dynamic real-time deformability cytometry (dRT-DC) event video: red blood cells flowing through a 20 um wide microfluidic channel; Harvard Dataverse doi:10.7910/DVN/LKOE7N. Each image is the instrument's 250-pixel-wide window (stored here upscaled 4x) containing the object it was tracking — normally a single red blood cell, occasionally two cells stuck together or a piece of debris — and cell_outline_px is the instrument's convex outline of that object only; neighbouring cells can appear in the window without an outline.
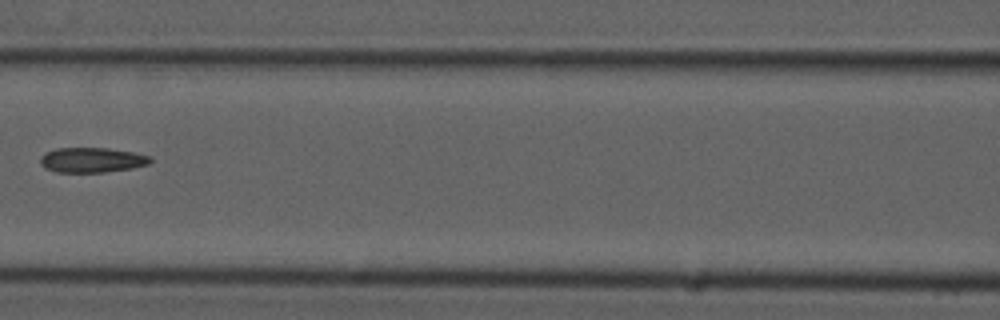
{"species": "common noctule bat (a hibernating species)", "species_latin": "Nyctalus noctula", "temperature_condition": "cold", "stored_images_in_passage": 8, "camera_frame_rate_fps": 3000, "um_per_image_px": 0.085, "animal": {"sex": "male", "forearm_length_mm": 52.5}, "frame": {"image": 1, "passage_image": 7, "time_ms": 2.0, "image_size_px": [1000, 320], "cell_outline_px": [[152, 160], [148, 164], [132, 168], [104, 172], [56, 172], [44, 168], [40, 164], [40, 156], [44, 152], [56, 148], [108, 148], [132, 152], [152, 156]], "centroid_in_image_um": [7.78, 13.59], "position_along_channel_um": 158.8, "area_um2": 16.13}}